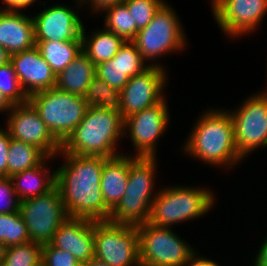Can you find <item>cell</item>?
<instances>
[{
    "mask_svg": "<svg viewBox=\"0 0 267 266\" xmlns=\"http://www.w3.org/2000/svg\"><path fill=\"white\" fill-rule=\"evenodd\" d=\"M58 156L64 160L55 170L56 187L68 216L108 221L111 210L101 193V174L107 157L73 155L62 149Z\"/></svg>",
    "mask_w": 267,
    "mask_h": 266,
    "instance_id": "6da1fadb",
    "label": "cell"
},
{
    "mask_svg": "<svg viewBox=\"0 0 267 266\" xmlns=\"http://www.w3.org/2000/svg\"><path fill=\"white\" fill-rule=\"evenodd\" d=\"M196 120L182 148L184 155L211 166L233 169L244 160L237 152L228 109L209 108Z\"/></svg>",
    "mask_w": 267,
    "mask_h": 266,
    "instance_id": "7a4b0ae2",
    "label": "cell"
},
{
    "mask_svg": "<svg viewBox=\"0 0 267 266\" xmlns=\"http://www.w3.org/2000/svg\"><path fill=\"white\" fill-rule=\"evenodd\" d=\"M120 112L89 106L83 120L61 144L68 154L113 158L122 154L117 146L123 135Z\"/></svg>",
    "mask_w": 267,
    "mask_h": 266,
    "instance_id": "3957f363",
    "label": "cell"
},
{
    "mask_svg": "<svg viewBox=\"0 0 267 266\" xmlns=\"http://www.w3.org/2000/svg\"><path fill=\"white\" fill-rule=\"evenodd\" d=\"M157 157L129 155V172L126 191L111 211L112 223L138 225L148 222L156 191Z\"/></svg>",
    "mask_w": 267,
    "mask_h": 266,
    "instance_id": "277c9868",
    "label": "cell"
},
{
    "mask_svg": "<svg viewBox=\"0 0 267 266\" xmlns=\"http://www.w3.org/2000/svg\"><path fill=\"white\" fill-rule=\"evenodd\" d=\"M164 187V188H163ZM152 202L148 223L159 227H173L206 215L214 206V193L205 187L165 186Z\"/></svg>",
    "mask_w": 267,
    "mask_h": 266,
    "instance_id": "5b68a950",
    "label": "cell"
},
{
    "mask_svg": "<svg viewBox=\"0 0 267 266\" xmlns=\"http://www.w3.org/2000/svg\"><path fill=\"white\" fill-rule=\"evenodd\" d=\"M180 21L177 11L166 2L151 22L138 31L132 42L149 66L166 69L162 63H157L159 58L186 50L188 38Z\"/></svg>",
    "mask_w": 267,
    "mask_h": 266,
    "instance_id": "8992f818",
    "label": "cell"
},
{
    "mask_svg": "<svg viewBox=\"0 0 267 266\" xmlns=\"http://www.w3.org/2000/svg\"><path fill=\"white\" fill-rule=\"evenodd\" d=\"M28 101L61 144L83 120L89 107L84 97L56 87L34 93Z\"/></svg>",
    "mask_w": 267,
    "mask_h": 266,
    "instance_id": "52a82bcc",
    "label": "cell"
},
{
    "mask_svg": "<svg viewBox=\"0 0 267 266\" xmlns=\"http://www.w3.org/2000/svg\"><path fill=\"white\" fill-rule=\"evenodd\" d=\"M136 227L141 266H184L196 251L172 227L154 226L148 222Z\"/></svg>",
    "mask_w": 267,
    "mask_h": 266,
    "instance_id": "ba28073f",
    "label": "cell"
},
{
    "mask_svg": "<svg viewBox=\"0 0 267 266\" xmlns=\"http://www.w3.org/2000/svg\"><path fill=\"white\" fill-rule=\"evenodd\" d=\"M94 258L110 266H141L136 225L94 221Z\"/></svg>",
    "mask_w": 267,
    "mask_h": 266,
    "instance_id": "9c48e42d",
    "label": "cell"
},
{
    "mask_svg": "<svg viewBox=\"0 0 267 266\" xmlns=\"http://www.w3.org/2000/svg\"><path fill=\"white\" fill-rule=\"evenodd\" d=\"M260 92L247 96L234 110H228L234 126L236 149L243 159L256 149L267 147V89Z\"/></svg>",
    "mask_w": 267,
    "mask_h": 266,
    "instance_id": "30bf717a",
    "label": "cell"
},
{
    "mask_svg": "<svg viewBox=\"0 0 267 266\" xmlns=\"http://www.w3.org/2000/svg\"><path fill=\"white\" fill-rule=\"evenodd\" d=\"M19 212L30 241L50 243L57 229L68 219L59 189L21 201Z\"/></svg>",
    "mask_w": 267,
    "mask_h": 266,
    "instance_id": "8fae6325",
    "label": "cell"
},
{
    "mask_svg": "<svg viewBox=\"0 0 267 266\" xmlns=\"http://www.w3.org/2000/svg\"><path fill=\"white\" fill-rule=\"evenodd\" d=\"M167 100L124 119L123 135L130 137L135 156L157 157V143L171 121Z\"/></svg>",
    "mask_w": 267,
    "mask_h": 266,
    "instance_id": "7c38bea8",
    "label": "cell"
},
{
    "mask_svg": "<svg viewBox=\"0 0 267 266\" xmlns=\"http://www.w3.org/2000/svg\"><path fill=\"white\" fill-rule=\"evenodd\" d=\"M5 116V128L12 139L37 146L48 157H56L61 151V143L50 132L29 101L13 105Z\"/></svg>",
    "mask_w": 267,
    "mask_h": 266,
    "instance_id": "4fadbf2b",
    "label": "cell"
},
{
    "mask_svg": "<svg viewBox=\"0 0 267 266\" xmlns=\"http://www.w3.org/2000/svg\"><path fill=\"white\" fill-rule=\"evenodd\" d=\"M211 11L226 37L236 40L258 31L267 13V0H221Z\"/></svg>",
    "mask_w": 267,
    "mask_h": 266,
    "instance_id": "5bb4252c",
    "label": "cell"
},
{
    "mask_svg": "<svg viewBox=\"0 0 267 266\" xmlns=\"http://www.w3.org/2000/svg\"><path fill=\"white\" fill-rule=\"evenodd\" d=\"M168 72L158 66H149L131 77L121 90L120 114L123 120L135 113L152 107L165 98Z\"/></svg>",
    "mask_w": 267,
    "mask_h": 266,
    "instance_id": "9a60e30c",
    "label": "cell"
},
{
    "mask_svg": "<svg viewBox=\"0 0 267 266\" xmlns=\"http://www.w3.org/2000/svg\"><path fill=\"white\" fill-rule=\"evenodd\" d=\"M75 10L59 3L33 15L35 42L82 41L84 23Z\"/></svg>",
    "mask_w": 267,
    "mask_h": 266,
    "instance_id": "2e32d148",
    "label": "cell"
},
{
    "mask_svg": "<svg viewBox=\"0 0 267 266\" xmlns=\"http://www.w3.org/2000/svg\"><path fill=\"white\" fill-rule=\"evenodd\" d=\"M10 62L28 97L55 87L56 75L36 46L11 55Z\"/></svg>",
    "mask_w": 267,
    "mask_h": 266,
    "instance_id": "e0dca14e",
    "label": "cell"
},
{
    "mask_svg": "<svg viewBox=\"0 0 267 266\" xmlns=\"http://www.w3.org/2000/svg\"><path fill=\"white\" fill-rule=\"evenodd\" d=\"M94 220L68 219L57 229L52 241L54 247L69 251L81 264L94 258Z\"/></svg>",
    "mask_w": 267,
    "mask_h": 266,
    "instance_id": "ac0fdd59",
    "label": "cell"
},
{
    "mask_svg": "<svg viewBox=\"0 0 267 266\" xmlns=\"http://www.w3.org/2000/svg\"><path fill=\"white\" fill-rule=\"evenodd\" d=\"M24 11L0 10V46L9 55L35 46L32 15Z\"/></svg>",
    "mask_w": 267,
    "mask_h": 266,
    "instance_id": "d6986e66",
    "label": "cell"
},
{
    "mask_svg": "<svg viewBox=\"0 0 267 266\" xmlns=\"http://www.w3.org/2000/svg\"><path fill=\"white\" fill-rule=\"evenodd\" d=\"M129 154L122 153L104 161L101 174V193L106 206L112 211L121 201L127 188Z\"/></svg>",
    "mask_w": 267,
    "mask_h": 266,
    "instance_id": "ffe728a7",
    "label": "cell"
},
{
    "mask_svg": "<svg viewBox=\"0 0 267 266\" xmlns=\"http://www.w3.org/2000/svg\"><path fill=\"white\" fill-rule=\"evenodd\" d=\"M50 159L56 157H47L40 165L10 177L20 201L44 195L56 187V171L51 172L47 165Z\"/></svg>",
    "mask_w": 267,
    "mask_h": 266,
    "instance_id": "44dd1931",
    "label": "cell"
},
{
    "mask_svg": "<svg viewBox=\"0 0 267 266\" xmlns=\"http://www.w3.org/2000/svg\"><path fill=\"white\" fill-rule=\"evenodd\" d=\"M96 75V66L82 51L63 71L56 75L55 87L85 97L92 78Z\"/></svg>",
    "mask_w": 267,
    "mask_h": 266,
    "instance_id": "7402d4cb",
    "label": "cell"
},
{
    "mask_svg": "<svg viewBox=\"0 0 267 266\" xmlns=\"http://www.w3.org/2000/svg\"><path fill=\"white\" fill-rule=\"evenodd\" d=\"M85 28L83 26L82 29V51L95 66L113 58L125 42L105 28H99L86 36Z\"/></svg>",
    "mask_w": 267,
    "mask_h": 266,
    "instance_id": "603a6c76",
    "label": "cell"
},
{
    "mask_svg": "<svg viewBox=\"0 0 267 266\" xmlns=\"http://www.w3.org/2000/svg\"><path fill=\"white\" fill-rule=\"evenodd\" d=\"M41 56L51 66L55 75L63 71L81 52L82 41L35 42Z\"/></svg>",
    "mask_w": 267,
    "mask_h": 266,
    "instance_id": "cb8c5ba5",
    "label": "cell"
},
{
    "mask_svg": "<svg viewBox=\"0 0 267 266\" xmlns=\"http://www.w3.org/2000/svg\"><path fill=\"white\" fill-rule=\"evenodd\" d=\"M47 157L37 146L11 138L7 156V177L38 166Z\"/></svg>",
    "mask_w": 267,
    "mask_h": 266,
    "instance_id": "d4e9b609",
    "label": "cell"
},
{
    "mask_svg": "<svg viewBox=\"0 0 267 266\" xmlns=\"http://www.w3.org/2000/svg\"><path fill=\"white\" fill-rule=\"evenodd\" d=\"M84 98L88 106L120 112L121 91L110 87L96 75L88 85Z\"/></svg>",
    "mask_w": 267,
    "mask_h": 266,
    "instance_id": "484cf974",
    "label": "cell"
},
{
    "mask_svg": "<svg viewBox=\"0 0 267 266\" xmlns=\"http://www.w3.org/2000/svg\"><path fill=\"white\" fill-rule=\"evenodd\" d=\"M104 28L120 36L125 41H132L137 35L139 29L133 23V18L124 3L116 4L103 11Z\"/></svg>",
    "mask_w": 267,
    "mask_h": 266,
    "instance_id": "4316f807",
    "label": "cell"
},
{
    "mask_svg": "<svg viewBox=\"0 0 267 266\" xmlns=\"http://www.w3.org/2000/svg\"><path fill=\"white\" fill-rule=\"evenodd\" d=\"M0 242L7 247L30 242L26 224L20 212L0 214Z\"/></svg>",
    "mask_w": 267,
    "mask_h": 266,
    "instance_id": "83f0119b",
    "label": "cell"
},
{
    "mask_svg": "<svg viewBox=\"0 0 267 266\" xmlns=\"http://www.w3.org/2000/svg\"><path fill=\"white\" fill-rule=\"evenodd\" d=\"M42 244L27 242L7 248L1 266H41Z\"/></svg>",
    "mask_w": 267,
    "mask_h": 266,
    "instance_id": "f1b7e54d",
    "label": "cell"
},
{
    "mask_svg": "<svg viewBox=\"0 0 267 266\" xmlns=\"http://www.w3.org/2000/svg\"><path fill=\"white\" fill-rule=\"evenodd\" d=\"M0 91L12 105L28 101V96L22 89L11 62L0 66Z\"/></svg>",
    "mask_w": 267,
    "mask_h": 266,
    "instance_id": "f546056e",
    "label": "cell"
},
{
    "mask_svg": "<svg viewBox=\"0 0 267 266\" xmlns=\"http://www.w3.org/2000/svg\"><path fill=\"white\" fill-rule=\"evenodd\" d=\"M123 3L130 11L133 23L140 30L145 28L166 3L164 0H124Z\"/></svg>",
    "mask_w": 267,
    "mask_h": 266,
    "instance_id": "4dcf8cb0",
    "label": "cell"
},
{
    "mask_svg": "<svg viewBox=\"0 0 267 266\" xmlns=\"http://www.w3.org/2000/svg\"><path fill=\"white\" fill-rule=\"evenodd\" d=\"M96 76L103 79L110 87L120 91L130 79L120 66L119 51L110 60L96 65Z\"/></svg>",
    "mask_w": 267,
    "mask_h": 266,
    "instance_id": "1f68e13d",
    "label": "cell"
},
{
    "mask_svg": "<svg viewBox=\"0 0 267 266\" xmlns=\"http://www.w3.org/2000/svg\"><path fill=\"white\" fill-rule=\"evenodd\" d=\"M119 57L120 66L129 78L140 74L149 67L132 41L124 42L119 49Z\"/></svg>",
    "mask_w": 267,
    "mask_h": 266,
    "instance_id": "d6a6232c",
    "label": "cell"
},
{
    "mask_svg": "<svg viewBox=\"0 0 267 266\" xmlns=\"http://www.w3.org/2000/svg\"><path fill=\"white\" fill-rule=\"evenodd\" d=\"M41 266H82V264L69 251L47 243L42 245Z\"/></svg>",
    "mask_w": 267,
    "mask_h": 266,
    "instance_id": "836d02e7",
    "label": "cell"
},
{
    "mask_svg": "<svg viewBox=\"0 0 267 266\" xmlns=\"http://www.w3.org/2000/svg\"><path fill=\"white\" fill-rule=\"evenodd\" d=\"M20 203L9 177H0V214L19 212Z\"/></svg>",
    "mask_w": 267,
    "mask_h": 266,
    "instance_id": "e575fe53",
    "label": "cell"
},
{
    "mask_svg": "<svg viewBox=\"0 0 267 266\" xmlns=\"http://www.w3.org/2000/svg\"><path fill=\"white\" fill-rule=\"evenodd\" d=\"M10 140L8 130L0 127V177H7V156Z\"/></svg>",
    "mask_w": 267,
    "mask_h": 266,
    "instance_id": "d590c367",
    "label": "cell"
},
{
    "mask_svg": "<svg viewBox=\"0 0 267 266\" xmlns=\"http://www.w3.org/2000/svg\"><path fill=\"white\" fill-rule=\"evenodd\" d=\"M123 1L124 0H76L75 3H77L75 5L76 8L79 7L80 10L82 9V6L86 5V8L90 7L91 13L101 14L105 9L123 3Z\"/></svg>",
    "mask_w": 267,
    "mask_h": 266,
    "instance_id": "8d00e7d4",
    "label": "cell"
},
{
    "mask_svg": "<svg viewBox=\"0 0 267 266\" xmlns=\"http://www.w3.org/2000/svg\"><path fill=\"white\" fill-rule=\"evenodd\" d=\"M37 1L39 0H1L4 5L1 6L0 4V10L22 11L30 5H34L33 3H36Z\"/></svg>",
    "mask_w": 267,
    "mask_h": 266,
    "instance_id": "74e56055",
    "label": "cell"
},
{
    "mask_svg": "<svg viewBox=\"0 0 267 266\" xmlns=\"http://www.w3.org/2000/svg\"><path fill=\"white\" fill-rule=\"evenodd\" d=\"M201 256L200 252L195 251L184 266H220L215 260Z\"/></svg>",
    "mask_w": 267,
    "mask_h": 266,
    "instance_id": "f35d334b",
    "label": "cell"
},
{
    "mask_svg": "<svg viewBox=\"0 0 267 266\" xmlns=\"http://www.w3.org/2000/svg\"><path fill=\"white\" fill-rule=\"evenodd\" d=\"M261 246L256 254L255 259L252 261L253 266H267V236L264 241L262 240Z\"/></svg>",
    "mask_w": 267,
    "mask_h": 266,
    "instance_id": "ab89813d",
    "label": "cell"
},
{
    "mask_svg": "<svg viewBox=\"0 0 267 266\" xmlns=\"http://www.w3.org/2000/svg\"><path fill=\"white\" fill-rule=\"evenodd\" d=\"M13 105L7 100L4 94L0 91V113L5 112L6 114L11 110Z\"/></svg>",
    "mask_w": 267,
    "mask_h": 266,
    "instance_id": "60d3db41",
    "label": "cell"
},
{
    "mask_svg": "<svg viewBox=\"0 0 267 266\" xmlns=\"http://www.w3.org/2000/svg\"><path fill=\"white\" fill-rule=\"evenodd\" d=\"M10 61V55L9 53L0 46V66L8 63Z\"/></svg>",
    "mask_w": 267,
    "mask_h": 266,
    "instance_id": "b9f144b4",
    "label": "cell"
},
{
    "mask_svg": "<svg viewBox=\"0 0 267 266\" xmlns=\"http://www.w3.org/2000/svg\"><path fill=\"white\" fill-rule=\"evenodd\" d=\"M82 266H110L96 258L90 259L87 263L82 264Z\"/></svg>",
    "mask_w": 267,
    "mask_h": 266,
    "instance_id": "7bdbcfd3",
    "label": "cell"
},
{
    "mask_svg": "<svg viewBox=\"0 0 267 266\" xmlns=\"http://www.w3.org/2000/svg\"><path fill=\"white\" fill-rule=\"evenodd\" d=\"M7 248L8 247L3 242H0V266L5 259Z\"/></svg>",
    "mask_w": 267,
    "mask_h": 266,
    "instance_id": "ee69618b",
    "label": "cell"
},
{
    "mask_svg": "<svg viewBox=\"0 0 267 266\" xmlns=\"http://www.w3.org/2000/svg\"><path fill=\"white\" fill-rule=\"evenodd\" d=\"M221 0H211V9H213Z\"/></svg>",
    "mask_w": 267,
    "mask_h": 266,
    "instance_id": "f6af8a7d",
    "label": "cell"
}]
</instances>
